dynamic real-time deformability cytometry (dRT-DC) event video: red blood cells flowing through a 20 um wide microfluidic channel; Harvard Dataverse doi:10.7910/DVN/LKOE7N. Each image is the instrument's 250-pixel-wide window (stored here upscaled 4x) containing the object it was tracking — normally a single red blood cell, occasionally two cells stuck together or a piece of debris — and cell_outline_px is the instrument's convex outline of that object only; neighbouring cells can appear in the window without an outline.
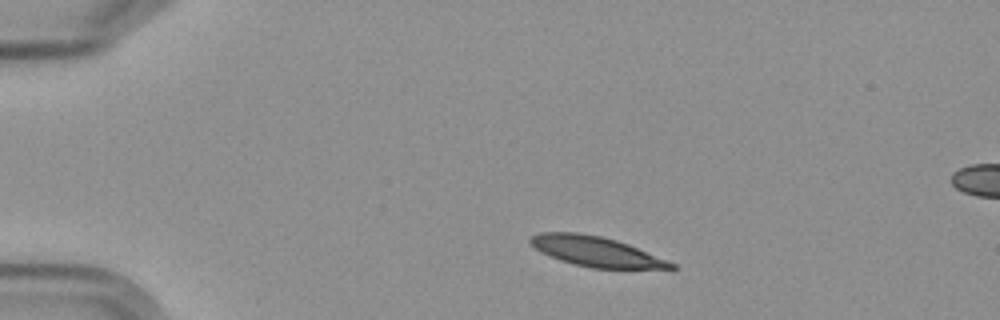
{"species": "Egyptian fruit bat (a non-hibernating species)", "species_latin": "Rousettus aegyptiacus", "temperature_condition": "cold", "stored_images_in_passage": 4, "camera_frame_rate_fps": 3000, "um_per_image_px": 0.085, "frame": {"image": 1, "passage_image": 1, "time_ms": 0.0, "image_size_px": [1000, 320], "cell_outline_px": [[680, 268], [592, 268], [572, 264], [560, 260], [540, 252], [528, 240], [532, 236], [540, 232], [580, 232], [600, 236], [616, 240], [628, 244], [676, 264]], "centroid_in_image_um": [50.63, 21.37], "position_along_channel_um": 34.4, "area_um2": 24.33}}
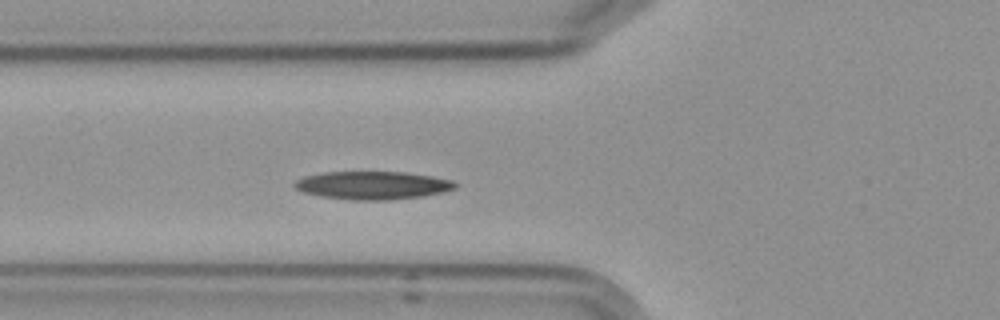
{"frame": {"image": 2, "passage_image": 4, "time_ms": 3.333, "image_size_px": [1000, 320], "cell_outline_px": [[456, 188], [424, 196], [392, 200], [352, 200], [320, 196], [304, 192], [296, 188], [292, 184], [296, 180], [304, 176], [324, 172], [408, 172], [432, 176], [452, 180], [456, 184]], "centroid_in_image_um": [31.66, 15.75], "position_along_channel_um": 94.1, "area_um2": 26.3}}